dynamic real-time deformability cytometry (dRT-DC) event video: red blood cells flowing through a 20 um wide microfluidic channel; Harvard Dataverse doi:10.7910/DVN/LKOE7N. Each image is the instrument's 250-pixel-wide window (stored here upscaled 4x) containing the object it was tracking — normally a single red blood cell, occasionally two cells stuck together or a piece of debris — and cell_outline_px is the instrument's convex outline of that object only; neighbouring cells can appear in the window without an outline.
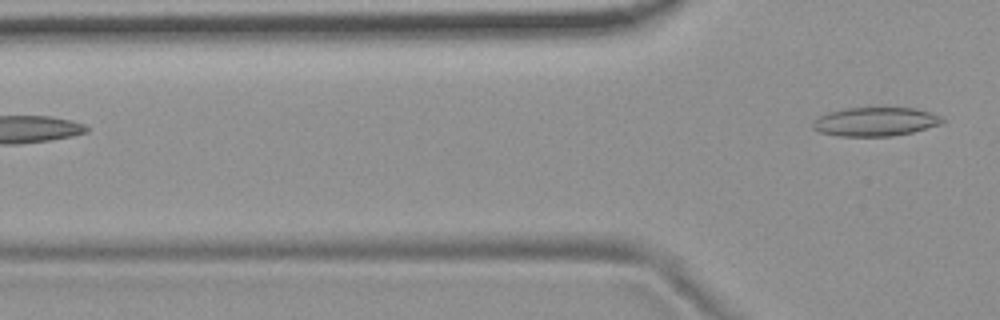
{"species": "common noctule bat (a hibernating species)", "species_latin": "Nyctalus noctula", "temperature_condition": "room temperature", "stored_images_in_passage": 3, "camera_frame_rate_fps": 3000, "um_per_image_px": 0.085, "animal": {"sex": "female", "body_mass_g": 19.9}, "frame": {"image": 1, "passage_image": 3, "time_ms": 0.667, "image_size_px": [1000, 320], "cell_outline_px": [[948, 120], [940, 124], [912, 132], [892, 136], [836, 136], [820, 132], [812, 128], [812, 120], [828, 112], [844, 108], [916, 108], [932, 112]], "centroid_in_image_um": [74.4, 10.34], "position_along_channel_um": 51.4, "area_um2": 21.91}}